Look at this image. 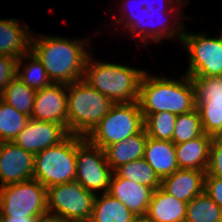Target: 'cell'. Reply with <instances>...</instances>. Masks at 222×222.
Instances as JSON below:
<instances>
[{
	"instance_id": "cell-32",
	"label": "cell",
	"mask_w": 222,
	"mask_h": 222,
	"mask_svg": "<svg viewBox=\"0 0 222 222\" xmlns=\"http://www.w3.org/2000/svg\"><path fill=\"white\" fill-rule=\"evenodd\" d=\"M17 60L0 54V94L17 74Z\"/></svg>"
},
{
	"instance_id": "cell-11",
	"label": "cell",
	"mask_w": 222,
	"mask_h": 222,
	"mask_svg": "<svg viewBox=\"0 0 222 222\" xmlns=\"http://www.w3.org/2000/svg\"><path fill=\"white\" fill-rule=\"evenodd\" d=\"M76 165L75 181L83 188L95 195L109 191L113 171L106 161L104 150L77 135Z\"/></svg>"
},
{
	"instance_id": "cell-7",
	"label": "cell",
	"mask_w": 222,
	"mask_h": 222,
	"mask_svg": "<svg viewBox=\"0 0 222 222\" xmlns=\"http://www.w3.org/2000/svg\"><path fill=\"white\" fill-rule=\"evenodd\" d=\"M0 217L48 219L46 187L33 178L0 187Z\"/></svg>"
},
{
	"instance_id": "cell-30",
	"label": "cell",
	"mask_w": 222,
	"mask_h": 222,
	"mask_svg": "<svg viewBox=\"0 0 222 222\" xmlns=\"http://www.w3.org/2000/svg\"><path fill=\"white\" fill-rule=\"evenodd\" d=\"M203 134L202 121L197 108L190 112L177 115L172 136V142L175 145L195 139Z\"/></svg>"
},
{
	"instance_id": "cell-9",
	"label": "cell",
	"mask_w": 222,
	"mask_h": 222,
	"mask_svg": "<svg viewBox=\"0 0 222 222\" xmlns=\"http://www.w3.org/2000/svg\"><path fill=\"white\" fill-rule=\"evenodd\" d=\"M49 219L74 222L90 220L95 194L76 181L46 188Z\"/></svg>"
},
{
	"instance_id": "cell-24",
	"label": "cell",
	"mask_w": 222,
	"mask_h": 222,
	"mask_svg": "<svg viewBox=\"0 0 222 222\" xmlns=\"http://www.w3.org/2000/svg\"><path fill=\"white\" fill-rule=\"evenodd\" d=\"M36 90L24 84L16 75L0 94V99L29 117L34 105Z\"/></svg>"
},
{
	"instance_id": "cell-22",
	"label": "cell",
	"mask_w": 222,
	"mask_h": 222,
	"mask_svg": "<svg viewBox=\"0 0 222 222\" xmlns=\"http://www.w3.org/2000/svg\"><path fill=\"white\" fill-rule=\"evenodd\" d=\"M147 138L146 130L143 129L125 141L106 146L103 150L111 170L114 171L121 165L143 158Z\"/></svg>"
},
{
	"instance_id": "cell-21",
	"label": "cell",
	"mask_w": 222,
	"mask_h": 222,
	"mask_svg": "<svg viewBox=\"0 0 222 222\" xmlns=\"http://www.w3.org/2000/svg\"><path fill=\"white\" fill-rule=\"evenodd\" d=\"M186 212V202L159 187L153 191L146 216L153 222H185Z\"/></svg>"
},
{
	"instance_id": "cell-37",
	"label": "cell",
	"mask_w": 222,
	"mask_h": 222,
	"mask_svg": "<svg viewBox=\"0 0 222 222\" xmlns=\"http://www.w3.org/2000/svg\"><path fill=\"white\" fill-rule=\"evenodd\" d=\"M74 222H91L90 220L74 221Z\"/></svg>"
},
{
	"instance_id": "cell-25",
	"label": "cell",
	"mask_w": 222,
	"mask_h": 222,
	"mask_svg": "<svg viewBox=\"0 0 222 222\" xmlns=\"http://www.w3.org/2000/svg\"><path fill=\"white\" fill-rule=\"evenodd\" d=\"M21 68H23L24 70ZM16 75L24 84L36 91L41 90L43 87H47L52 84L43 64L31 51L17 60Z\"/></svg>"
},
{
	"instance_id": "cell-16",
	"label": "cell",
	"mask_w": 222,
	"mask_h": 222,
	"mask_svg": "<svg viewBox=\"0 0 222 222\" xmlns=\"http://www.w3.org/2000/svg\"><path fill=\"white\" fill-rule=\"evenodd\" d=\"M153 189L118 177L114 172L110 178L108 193L120 200L135 216L146 215Z\"/></svg>"
},
{
	"instance_id": "cell-27",
	"label": "cell",
	"mask_w": 222,
	"mask_h": 222,
	"mask_svg": "<svg viewBox=\"0 0 222 222\" xmlns=\"http://www.w3.org/2000/svg\"><path fill=\"white\" fill-rule=\"evenodd\" d=\"M185 222H222V209L203 191L187 203Z\"/></svg>"
},
{
	"instance_id": "cell-4",
	"label": "cell",
	"mask_w": 222,
	"mask_h": 222,
	"mask_svg": "<svg viewBox=\"0 0 222 222\" xmlns=\"http://www.w3.org/2000/svg\"><path fill=\"white\" fill-rule=\"evenodd\" d=\"M87 58L84 80L116 103L138 101L139 86L145 69Z\"/></svg>"
},
{
	"instance_id": "cell-29",
	"label": "cell",
	"mask_w": 222,
	"mask_h": 222,
	"mask_svg": "<svg viewBox=\"0 0 222 222\" xmlns=\"http://www.w3.org/2000/svg\"><path fill=\"white\" fill-rule=\"evenodd\" d=\"M147 136L156 140L172 141L177 115L171 112L143 114Z\"/></svg>"
},
{
	"instance_id": "cell-15",
	"label": "cell",
	"mask_w": 222,
	"mask_h": 222,
	"mask_svg": "<svg viewBox=\"0 0 222 222\" xmlns=\"http://www.w3.org/2000/svg\"><path fill=\"white\" fill-rule=\"evenodd\" d=\"M67 84L52 83L37 90L31 119L59 123L67 128Z\"/></svg>"
},
{
	"instance_id": "cell-17",
	"label": "cell",
	"mask_w": 222,
	"mask_h": 222,
	"mask_svg": "<svg viewBox=\"0 0 222 222\" xmlns=\"http://www.w3.org/2000/svg\"><path fill=\"white\" fill-rule=\"evenodd\" d=\"M205 171L181 169L161 180V188L186 203L201 194L205 187Z\"/></svg>"
},
{
	"instance_id": "cell-19",
	"label": "cell",
	"mask_w": 222,
	"mask_h": 222,
	"mask_svg": "<svg viewBox=\"0 0 222 222\" xmlns=\"http://www.w3.org/2000/svg\"><path fill=\"white\" fill-rule=\"evenodd\" d=\"M143 158L154 169L160 180L179 169L175 144L172 141L156 140L148 137Z\"/></svg>"
},
{
	"instance_id": "cell-8",
	"label": "cell",
	"mask_w": 222,
	"mask_h": 222,
	"mask_svg": "<svg viewBox=\"0 0 222 222\" xmlns=\"http://www.w3.org/2000/svg\"><path fill=\"white\" fill-rule=\"evenodd\" d=\"M33 179L46 188L75 181L76 135L70 134L61 143L35 155Z\"/></svg>"
},
{
	"instance_id": "cell-10",
	"label": "cell",
	"mask_w": 222,
	"mask_h": 222,
	"mask_svg": "<svg viewBox=\"0 0 222 222\" xmlns=\"http://www.w3.org/2000/svg\"><path fill=\"white\" fill-rule=\"evenodd\" d=\"M181 44L189 54L186 75L190 77L222 76V30L220 35L210 37L184 30Z\"/></svg>"
},
{
	"instance_id": "cell-12",
	"label": "cell",
	"mask_w": 222,
	"mask_h": 222,
	"mask_svg": "<svg viewBox=\"0 0 222 222\" xmlns=\"http://www.w3.org/2000/svg\"><path fill=\"white\" fill-rule=\"evenodd\" d=\"M191 78L204 133L222 136V76Z\"/></svg>"
},
{
	"instance_id": "cell-5",
	"label": "cell",
	"mask_w": 222,
	"mask_h": 222,
	"mask_svg": "<svg viewBox=\"0 0 222 222\" xmlns=\"http://www.w3.org/2000/svg\"><path fill=\"white\" fill-rule=\"evenodd\" d=\"M67 104L69 133L85 138L115 105L84 79L67 84Z\"/></svg>"
},
{
	"instance_id": "cell-31",
	"label": "cell",
	"mask_w": 222,
	"mask_h": 222,
	"mask_svg": "<svg viewBox=\"0 0 222 222\" xmlns=\"http://www.w3.org/2000/svg\"><path fill=\"white\" fill-rule=\"evenodd\" d=\"M206 173L210 176L222 178V136L213 137L212 139Z\"/></svg>"
},
{
	"instance_id": "cell-3",
	"label": "cell",
	"mask_w": 222,
	"mask_h": 222,
	"mask_svg": "<svg viewBox=\"0 0 222 222\" xmlns=\"http://www.w3.org/2000/svg\"><path fill=\"white\" fill-rule=\"evenodd\" d=\"M173 79L144 72L139 86L138 103L143 114L171 112L176 115L196 108L192 78L186 74Z\"/></svg>"
},
{
	"instance_id": "cell-28",
	"label": "cell",
	"mask_w": 222,
	"mask_h": 222,
	"mask_svg": "<svg viewBox=\"0 0 222 222\" xmlns=\"http://www.w3.org/2000/svg\"><path fill=\"white\" fill-rule=\"evenodd\" d=\"M30 117L0 99V142H13Z\"/></svg>"
},
{
	"instance_id": "cell-34",
	"label": "cell",
	"mask_w": 222,
	"mask_h": 222,
	"mask_svg": "<svg viewBox=\"0 0 222 222\" xmlns=\"http://www.w3.org/2000/svg\"><path fill=\"white\" fill-rule=\"evenodd\" d=\"M0 222H39V220L30 217H0Z\"/></svg>"
},
{
	"instance_id": "cell-18",
	"label": "cell",
	"mask_w": 222,
	"mask_h": 222,
	"mask_svg": "<svg viewBox=\"0 0 222 222\" xmlns=\"http://www.w3.org/2000/svg\"><path fill=\"white\" fill-rule=\"evenodd\" d=\"M15 18H0V54L19 59L30 51L32 31ZM26 24V25H25Z\"/></svg>"
},
{
	"instance_id": "cell-2",
	"label": "cell",
	"mask_w": 222,
	"mask_h": 222,
	"mask_svg": "<svg viewBox=\"0 0 222 222\" xmlns=\"http://www.w3.org/2000/svg\"><path fill=\"white\" fill-rule=\"evenodd\" d=\"M37 35L32 33L30 51L43 64L52 83L71 84L84 79L85 64L91 51L89 38Z\"/></svg>"
},
{
	"instance_id": "cell-14",
	"label": "cell",
	"mask_w": 222,
	"mask_h": 222,
	"mask_svg": "<svg viewBox=\"0 0 222 222\" xmlns=\"http://www.w3.org/2000/svg\"><path fill=\"white\" fill-rule=\"evenodd\" d=\"M35 155L14 142H0V185L19 183L33 178Z\"/></svg>"
},
{
	"instance_id": "cell-1",
	"label": "cell",
	"mask_w": 222,
	"mask_h": 222,
	"mask_svg": "<svg viewBox=\"0 0 222 222\" xmlns=\"http://www.w3.org/2000/svg\"><path fill=\"white\" fill-rule=\"evenodd\" d=\"M131 2H135L136 5L141 8L139 9L141 10V14H135L134 11L132 12V9H126L130 7L127 4H131ZM119 3L120 5L117 6V10L122 11V13L124 11L125 14L124 16L121 15V17L119 15L118 18H116L115 15L112 16V18L114 17L116 19L115 22H112L120 24V28L121 26H123L122 30L129 32V34L131 35L130 37L134 40H138L135 41L136 43L138 42L140 44L143 42L142 44L144 45V47L145 45L147 46L148 42H154L155 44L161 43L162 39H177L181 43V39L184 34L183 30L184 28L186 29V27L183 25L184 23H182V20L180 19L187 18V16H183L184 13L182 12L183 10H181V7H183L182 3L186 5L189 4L188 0H162L161 3L163 6L160 5L161 3L159 4L160 6L157 4L158 8L157 5L154 4L156 3L155 0H143L139 1V3L137 2V0H123L122 3ZM175 3L177 4V6ZM158 14L162 15L164 18L166 16L169 17H166V21L161 20L162 22L159 23V25H156L153 19L158 16L160 17V15Z\"/></svg>"
},
{
	"instance_id": "cell-20",
	"label": "cell",
	"mask_w": 222,
	"mask_h": 222,
	"mask_svg": "<svg viewBox=\"0 0 222 222\" xmlns=\"http://www.w3.org/2000/svg\"><path fill=\"white\" fill-rule=\"evenodd\" d=\"M212 139V136L204 133L195 139L176 144L175 151L179 168L206 172Z\"/></svg>"
},
{
	"instance_id": "cell-6",
	"label": "cell",
	"mask_w": 222,
	"mask_h": 222,
	"mask_svg": "<svg viewBox=\"0 0 222 222\" xmlns=\"http://www.w3.org/2000/svg\"><path fill=\"white\" fill-rule=\"evenodd\" d=\"M143 129L144 117L138 101L116 103L86 139L92 145L104 149L111 144L125 141Z\"/></svg>"
},
{
	"instance_id": "cell-23",
	"label": "cell",
	"mask_w": 222,
	"mask_h": 222,
	"mask_svg": "<svg viewBox=\"0 0 222 222\" xmlns=\"http://www.w3.org/2000/svg\"><path fill=\"white\" fill-rule=\"evenodd\" d=\"M134 217L135 215L120 200L108 192L95 196L91 222H132Z\"/></svg>"
},
{
	"instance_id": "cell-26",
	"label": "cell",
	"mask_w": 222,
	"mask_h": 222,
	"mask_svg": "<svg viewBox=\"0 0 222 222\" xmlns=\"http://www.w3.org/2000/svg\"><path fill=\"white\" fill-rule=\"evenodd\" d=\"M113 172L120 178L148 186L153 190L161 187V180L144 158L121 165Z\"/></svg>"
},
{
	"instance_id": "cell-33",
	"label": "cell",
	"mask_w": 222,
	"mask_h": 222,
	"mask_svg": "<svg viewBox=\"0 0 222 222\" xmlns=\"http://www.w3.org/2000/svg\"><path fill=\"white\" fill-rule=\"evenodd\" d=\"M204 191L222 209V178L206 173Z\"/></svg>"
},
{
	"instance_id": "cell-36",
	"label": "cell",
	"mask_w": 222,
	"mask_h": 222,
	"mask_svg": "<svg viewBox=\"0 0 222 222\" xmlns=\"http://www.w3.org/2000/svg\"><path fill=\"white\" fill-rule=\"evenodd\" d=\"M39 222H62V221H57V220H53V219H46V220H43V221H39Z\"/></svg>"
},
{
	"instance_id": "cell-13",
	"label": "cell",
	"mask_w": 222,
	"mask_h": 222,
	"mask_svg": "<svg viewBox=\"0 0 222 222\" xmlns=\"http://www.w3.org/2000/svg\"><path fill=\"white\" fill-rule=\"evenodd\" d=\"M70 135L68 129L59 123L31 119L14 139V143L25 151L36 155L48 147L57 145Z\"/></svg>"
},
{
	"instance_id": "cell-35",
	"label": "cell",
	"mask_w": 222,
	"mask_h": 222,
	"mask_svg": "<svg viewBox=\"0 0 222 222\" xmlns=\"http://www.w3.org/2000/svg\"><path fill=\"white\" fill-rule=\"evenodd\" d=\"M132 222H153L146 215L135 216Z\"/></svg>"
}]
</instances>
